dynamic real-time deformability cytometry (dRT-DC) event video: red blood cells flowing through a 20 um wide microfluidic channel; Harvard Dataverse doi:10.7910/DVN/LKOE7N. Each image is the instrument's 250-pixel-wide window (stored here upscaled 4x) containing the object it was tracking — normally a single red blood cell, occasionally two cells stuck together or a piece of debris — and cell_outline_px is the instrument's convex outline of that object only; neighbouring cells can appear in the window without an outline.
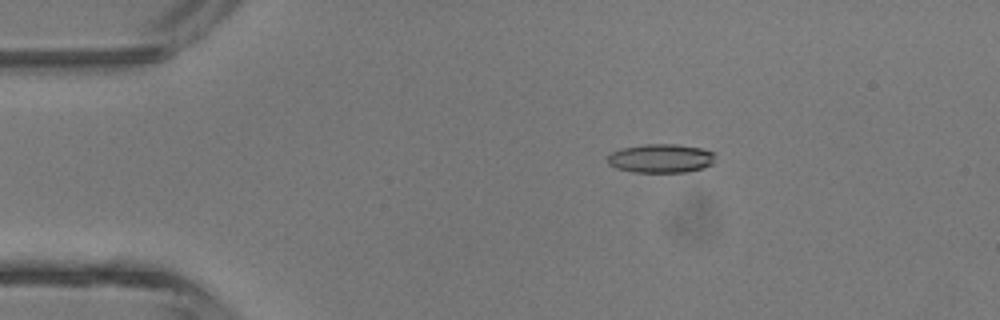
{"species": "common noctule bat (a hibernating species)", "species_latin": "Nyctalus noctula", "temperature_condition": "room temperature", "stored_images_in_passage": 4, "camera_frame_rate_fps": 3000, "um_per_image_px": 0.085, "animal": {"sex": "male", "body_mass_g": 13.3}, "frame": {"image": 1, "passage_image": 3, "time_ms": 2.333, "image_size_px": [1000, 320], "cell_outline_px": [[712, 164], [704, 168], [688, 172], [632, 172], [616, 168], [608, 164], [608, 156], [612, 152], [620, 148], [644, 144], [676, 144], [700, 148], [712, 152]], "centroid_in_image_um": [56.13, 13.46], "position_along_channel_um": 28.9, "area_um2": 18.03}}
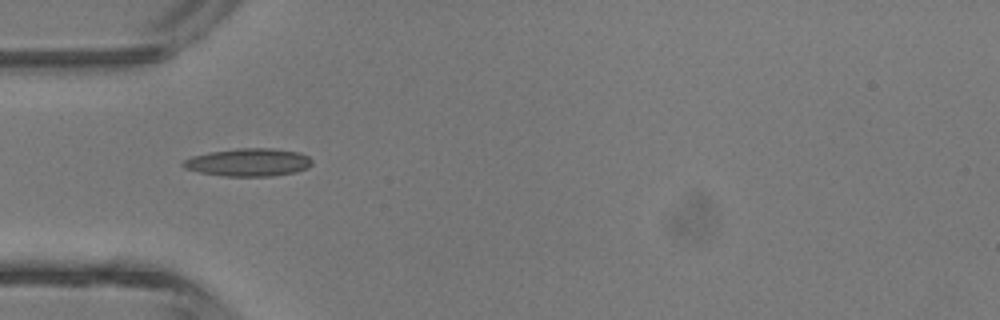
{"frame": {"image": 2, "passage_image": 4, "time_ms": 4.333, "image_size_px": [1000, 320], "cell_outline_px": [[312, 164], [308, 168], [296, 172], [272, 176], [224, 176], [200, 172], [184, 168], [180, 164], [184, 160], [192, 156], [208, 152], [236, 148], [272, 148], [300, 152], [308, 156], [312, 160]], "centroid_in_image_um": [21.13, 13.79], "position_along_channel_um": 63.9, "area_um2": 21.1}}